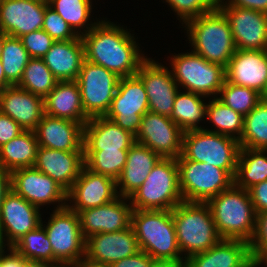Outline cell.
Segmentation results:
<instances>
[{
	"instance_id": "obj_1",
	"label": "cell",
	"mask_w": 267,
	"mask_h": 267,
	"mask_svg": "<svg viewBox=\"0 0 267 267\" xmlns=\"http://www.w3.org/2000/svg\"><path fill=\"white\" fill-rule=\"evenodd\" d=\"M88 25L81 36L85 60L103 66L120 78L135 75L147 58L139 53L134 36L111 21Z\"/></svg>"
},
{
	"instance_id": "obj_2",
	"label": "cell",
	"mask_w": 267,
	"mask_h": 267,
	"mask_svg": "<svg viewBox=\"0 0 267 267\" xmlns=\"http://www.w3.org/2000/svg\"><path fill=\"white\" fill-rule=\"evenodd\" d=\"M216 229L222 239L250 242L256 228V212L248 190L233 184L210 199Z\"/></svg>"
},
{
	"instance_id": "obj_3",
	"label": "cell",
	"mask_w": 267,
	"mask_h": 267,
	"mask_svg": "<svg viewBox=\"0 0 267 267\" xmlns=\"http://www.w3.org/2000/svg\"><path fill=\"white\" fill-rule=\"evenodd\" d=\"M193 52L210 63L228 66L236 52L231 27L224 13L216 7L212 11L185 23ZM189 31V32H188Z\"/></svg>"
},
{
	"instance_id": "obj_4",
	"label": "cell",
	"mask_w": 267,
	"mask_h": 267,
	"mask_svg": "<svg viewBox=\"0 0 267 267\" xmlns=\"http://www.w3.org/2000/svg\"><path fill=\"white\" fill-rule=\"evenodd\" d=\"M172 218L181 255L187 253L185 259L207 251L222 240L207 203L183 201L172 209Z\"/></svg>"
},
{
	"instance_id": "obj_5",
	"label": "cell",
	"mask_w": 267,
	"mask_h": 267,
	"mask_svg": "<svg viewBox=\"0 0 267 267\" xmlns=\"http://www.w3.org/2000/svg\"><path fill=\"white\" fill-rule=\"evenodd\" d=\"M131 226L139 249L153 259H184L177 244L172 210L133 209Z\"/></svg>"
},
{
	"instance_id": "obj_6",
	"label": "cell",
	"mask_w": 267,
	"mask_h": 267,
	"mask_svg": "<svg viewBox=\"0 0 267 267\" xmlns=\"http://www.w3.org/2000/svg\"><path fill=\"white\" fill-rule=\"evenodd\" d=\"M128 200L139 210H172L183 202L177 160L161 158Z\"/></svg>"
},
{
	"instance_id": "obj_7",
	"label": "cell",
	"mask_w": 267,
	"mask_h": 267,
	"mask_svg": "<svg viewBox=\"0 0 267 267\" xmlns=\"http://www.w3.org/2000/svg\"><path fill=\"white\" fill-rule=\"evenodd\" d=\"M240 148L238 139L203 128L183 134L182 155L186 159L214 165L228 171L233 177Z\"/></svg>"
},
{
	"instance_id": "obj_8",
	"label": "cell",
	"mask_w": 267,
	"mask_h": 267,
	"mask_svg": "<svg viewBox=\"0 0 267 267\" xmlns=\"http://www.w3.org/2000/svg\"><path fill=\"white\" fill-rule=\"evenodd\" d=\"M181 195L186 202L207 203L234 184V177L224 169L204 162L176 159Z\"/></svg>"
},
{
	"instance_id": "obj_9",
	"label": "cell",
	"mask_w": 267,
	"mask_h": 267,
	"mask_svg": "<svg viewBox=\"0 0 267 267\" xmlns=\"http://www.w3.org/2000/svg\"><path fill=\"white\" fill-rule=\"evenodd\" d=\"M171 60V72L178 86L206 97L219 94L226 80L222 65L210 63L193 51L174 55Z\"/></svg>"
},
{
	"instance_id": "obj_10",
	"label": "cell",
	"mask_w": 267,
	"mask_h": 267,
	"mask_svg": "<svg viewBox=\"0 0 267 267\" xmlns=\"http://www.w3.org/2000/svg\"><path fill=\"white\" fill-rule=\"evenodd\" d=\"M53 251V265L73 264L85 257V243L77 212L65 206L55 209L44 225Z\"/></svg>"
},
{
	"instance_id": "obj_11",
	"label": "cell",
	"mask_w": 267,
	"mask_h": 267,
	"mask_svg": "<svg viewBox=\"0 0 267 267\" xmlns=\"http://www.w3.org/2000/svg\"><path fill=\"white\" fill-rule=\"evenodd\" d=\"M148 111L145 87L135 74L119 79L116 93L105 117L136 136L142 116Z\"/></svg>"
},
{
	"instance_id": "obj_12",
	"label": "cell",
	"mask_w": 267,
	"mask_h": 267,
	"mask_svg": "<svg viewBox=\"0 0 267 267\" xmlns=\"http://www.w3.org/2000/svg\"><path fill=\"white\" fill-rule=\"evenodd\" d=\"M120 77L103 66L83 61L77 83L82 105L89 117L105 116L117 90Z\"/></svg>"
},
{
	"instance_id": "obj_13",
	"label": "cell",
	"mask_w": 267,
	"mask_h": 267,
	"mask_svg": "<svg viewBox=\"0 0 267 267\" xmlns=\"http://www.w3.org/2000/svg\"><path fill=\"white\" fill-rule=\"evenodd\" d=\"M183 134L170 117L148 111L142 116L135 142L149 147L161 158L177 159L182 154Z\"/></svg>"
},
{
	"instance_id": "obj_14",
	"label": "cell",
	"mask_w": 267,
	"mask_h": 267,
	"mask_svg": "<svg viewBox=\"0 0 267 267\" xmlns=\"http://www.w3.org/2000/svg\"><path fill=\"white\" fill-rule=\"evenodd\" d=\"M40 210L12 188L5 194L0 213V245L12 247L18 239L35 230L42 221ZM5 235V236H4Z\"/></svg>"
},
{
	"instance_id": "obj_15",
	"label": "cell",
	"mask_w": 267,
	"mask_h": 267,
	"mask_svg": "<svg viewBox=\"0 0 267 267\" xmlns=\"http://www.w3.org/2000/svg\"><path fill=\"white\" fill-rule=\"evenodd\" d=\"M11 188L38 208L52 202H59L56 209L67 206L65 203L68 201L67 192L52 178L35 167L13 170L11 172Z\"/></svg>"
},
{
	"instance_id": "obj_16",
	"label": "cell",
	"mask_w": 267,
	"mask_h": 267,
	"mask_svg": "<svg viewBox=\"0 0 267 267\" xmlns=\"http://www.w3.org/2000/svg\"><path fill=\"white\" fill-rule=\"evenodd\" d=\"M136 75L145 87L149 111L170 117L179 87L171 70L147 58L140 65Z\"/></svg>"
},
{
	"instance_id": "obj_17",
	"label": "cell",
	"mask_w": 267,
	"mask_h": 267,
	"mask_svg": "<svg viewBox=\"0 0 267 267\" xmlns=\"http://www.w3.org/2000/svg\"><path fill=\"white\" fill-rule=\"evenodd\" d=\"M227 17L236 49L267 50V14L234 6H217Z\"/></svg>"
},
{
	"instance_id": "obj_18",
	"label": "cell",
	"mask_w": 267,
	"mask_h": 267,
	"mask_svg": "<svg viewBox=\"0 0 267 267\" xmlns=\"http://www.w3.org/2000/svg\"><path fill=\"white\" fill-rule=\"evenodd\" d=\"M118 193L115 179L94 173L84 166L67 192V200L74 204L67 206L79 213L81 210L102 206L115 200L119 196Z\"/></svg>"
},
{
	"instance_id": "obj_19",
	"label": "cell",
	"mask_w": 267,
	"mask_h": 267,
	"mask_svg": "<svg viewBox=\"0 0 267 267\" xmlns=\"http://www.w3.org/2000/svg\"><path fill=\"white\" fill-rule=\"evenodd\" d=\"M140 251L132 226L110 233H97L86 238L85 258L105 266L135 255Z\"/></svg>"
},
{
	"instance_id": "obj_20",
	"label": "cell",
	"mask_w": 267,
	"mask_h": 267,
	"mask_svg": "<svg viewBox=\"0 0 267 267\" xmlns=\"http://www.w3.org/2000/svg\"><path fill=\"white\" fill-rule=\"evenodd\" d=\"M48 0H4L0 4V30L18 37L42 29Z\"/></svg>"
},
{
	"instance_id": "obj_21",
	"label": "cell",
	"mask_w": 267,
	"mask_h": 267,
	"mask_svg": "<svg viewBox=\"0 0 267 267\" xmlns=\"http://www.w3.org/2000/svg\"><path fill=\"white\" fill-rule=\"evenodd\" d=\"M226 81L267 97V50H239L225 68Z\"/></svg>"
},
{
	"instance_id": "obj_22",
	"label": "cell",
	"mask_w": 267,
	"mask_h": 267,
	"mask_svg": "<svg viewBox=\"0 0 267 267\" xmlns=\"http://www.w3.org/2000/svg\"><path fill=\"white\" fill-rule=\"evenodd\" d=\"M127 199L119 195L102 206L81 210L78 215L84 238L97 233L119 232L131 226L133 207L125 202Z\"/></svg>"
},
{
	"instance_id": "obj_23",
	"label": "cell",
	"mask_w": 267,
	"mask_h": 267,
	"mask_svg": "<svg viewBox=\"0 0 267 267\" xmlns=\"http://www.w3.org/2000/svg\"><path fill=\"white\" fill-rule=\"evenodd\" d=\"M84 166V151H62L40 146L34 165L37 170L52 178L66 192L71 189Z\"/></svg>"
},
{
	"instance_id": "obj_24",
	"label": "cell",
	"mask_w": 267,
	"mask_h": 267,
	"mask_svg": "<svg viewBox=\"0 0 267 267\" xmlns=\"http://www.w3.org/2000/svg\"><path fill=\"white\" fill-rule=\"evenodd\" d=\"M83 128L79 122L45 114L33 131L40 147L62 151H84Z\"/></svg>"
},
{
	"instance_id": "obj_25",
	"label": "cell",
	"mask_w": 267,
	"mask_h": 267,
	"mask_svg": "<svg viewBox=\"0 0 267 267\" xmlns=\"http://www.w3.org/2000/svg\"><path fill=\"white\" fill-rule=\"evenodd\" d=\"M0 111L23 130H34L45 115L44 98L17 85L0 91Z\"/></svg>"
},
{
	"instance_id": "obj_26",
	"label": "cell",
	"mask_w": 267,
	"mask_h": 267,
	"mask_svg": "<svg viewBox=\"0 0 267 267\" xmlns=\"http://www.w3.org/2000/svg\"><path fill=\"white\" fill-rule=\"evenodd\" d=\"M186 267H253L249 243L222 239L207 251L186 258Z\"/></svg>"
},
{
	"instance_id": "obj_27",
	"label": "cell",
	"mask_w": 267,
	"mask_h": 267,
	"mask_svg": "<svg viewBox=\"0 0 267 267\" xmlns=\"http://www.w3.org/2000/svg\"><path fill=\"white\" fill-rule=\"evenodd\" d=\"M135 136L105 116L92 117L83 128L84 150H129Z\"/></svg>"
},
{
	"instance_id": "obj_28",
	"label": "cell",
	"mask_w": 267,
	"mask_h": 267,
	"mask_svg": "<svg viewBox=\"0 0 267 267\" xmlns=\"http://www.w3.org/2000/svg\"><path fill=\"white\" fill-rule=\"evenodd\" d=\"M43 60L58 81L77 80L85 60L81 36L68 41H55Z\"/></svg>"
},
{
	"instance_id": "obj_29",
	"label": "cell",
	"mask_w": 267,
	"mask_h": 267,
	"mask_svg": "<svg viewBox=\"0 0 267 267\" xmlns=\"http://www.w3.org/2000/svg\"><path fill=\"white\" fill-rule=\"evenodd\" d=\"M45 114L55 118L69 119L83 126L90 120L85 114L80 88L76 80L58 81L44 98Z\"/></svg>"
},
{
	"instance_id": "obj_30",
	"label": "cell",
	"mask_w": 267,
	"mask_h": 267,
	"mask_svg": "<svg viewBox=\"0 0 267 267\" xmlns=\"http://www.w3.org/2000/svg\"><path fill=\"white\" fill-rule=\"evenodd\" d=\"M160 159L161 157L152 149L135 142L128 150L126 164L116 180L117 189H120L118 195L128 198L143 184Z\"/></svg>"
},
{
	"instance_id": "obj_31",
	"label": "cell",
	"mask_w": 267,
	"mask_h": 267,
	"mask_svg": "<svg viewBox=\"0 0 267 267\" xmlns=\"http://www.w3.org/2000/svg\"><path fill=\"white\" fill-rule=\"evenodd\" d=\"M39 148L33 130H24L0 147V167L10 173L19 168L34 167Z\"/></svg>"
},
{
	"instance_id": "obj_32",
	"label": "cell",
	"mask_w": 267,
	"mask_h": 267,
	"mask_svg": "<svg viewBox=\"0 0 267 267\" xmlns=\"http://www.w3.org/2000/svg\"><path fill=\"white\" fill-rule=\"evenodd\" d=\"M267 150L240 148L234 184L248 190L267 180Z\"/></svg>"
},
{
	"instance_id": "obj_33",
	"label": "cell",
	"mask_w": 267,
	"mask_h": 267,
	"mask_svg": "<svg viewBox=\"0 0 267 267\" xmlns=\"http://www.w3.org/2000/svg\"><path fill=\"white\" fill-rule=\"evenodd\" d=\"M206 97L190 91L177 92L170 119L177 124L184 132L189 130L202 129L198 123L206 117L207 103L201 98Z\"/></svg>"
},
{
	"instance_id": "obj_34",
	"label": "cell",
	"mask_w": 267,
	"mask_h": 267,
	"mask_svg": "<svg viewBox=\"0 0 267 267\" xmlns=\"http://www.w3.org/2000/svg\"><path fill=\"white\" fill-rule=\"evenodd\" d=\"M239 144L241 148L267 150V97L244 116V128Z\"/></svg>"
},
{
	"instance_id": "obj_35",
	"label": "cell",
	"mask_w": 267,
	"mask_h": 267,
	"mask_svg": "<svg viewBox=\"0 0 267 267\" xmlns=\"http://www.w3.org/2000/svg\"><path fill=\"white\" fill-rule=\"evenodd\" d=\"M42 223L41 221L35 230L29 231L18 239L12 248L27 260L53 265L51 243Z\"/></svg>"
},
{
	"instance_id": "obj_36",
	"label": "cell",
	"mask_w": 267,
	"mask_h": 267,
	"mask_svg": "<svg viewBox=\"0 0 267 267\" xmlns=\"http://www.w3.org/2000/svg\"><path fill=\"white\" fill-rule=\"evenodd\" d=\"M208 103L206 117L214 124L215 128L217 127V130H212V132L228 135L239 140L243 133L244 116L232 110L216 97Z\"/></svg>"
},
{
	"instance_id": "obj_37",
	"label": "cell",
	"mask_w": 267,
	"mask_h": 267,
	"mask_svg": "<svg viewBox=\"0 0 267 267\" xmlns=\"http://www.w3.org/2000/svg\"><path fill=\"white\" fill-rule=\"evenodd\" d=\"M57 83L58 80L46 66L43 58H30L17 86L45 98Z\"/></svg>"
},
{
	"instance_id": "obj_38",
	"label": "cell",
	"mask_w": 267,
	"mask_h": 267,
	"mask_svg": "<svg viewBox=\"0 0 267 267\" xmlns=\"http://www.w3.org/2000/svg\"><path fill=\"white\" fill-rule=\"evenodd\" d=\"M128 150H84L85 167L117 180L126 164Z\"/></svg>"
},
{
	"instance_id": "obj_39",
	"label": "cell",
	"mask_w": 267,
	"mask_h": 267,
	"mask_svg": "<svg viewBox=\"0 0 267 267\" xmlns=\"http://www.w3.org/2000/svg\"><path fill=\"white\" fill-rule=\"evenodd\" d=\"M30 58L20 38L12 36L5 38L0 60L6 79L12 86L18 85L21 81Z\"/></svg>"
},
{
	"instance_id": "obj_40",
	"label": "cell",
	"mask_w": 267,
	"mask_h": 267,
	"mask_svg": "<svg viewBox=\"0 0 267 267\" xmlns=\"http://www.w3.org/2000/svg\"><path fill=\"white\" fill-rule=\"evenodd\" d=\"M219 94L221 96L217 98L221 102L243 116L250 113L256 105L264 99V96L258 91L229 83L226 80Z\"/></svg>"
},
{
	"instance_id": "obj_41",
	"label": "cell",
	"mask_w": 267,
	"mask_h": 267,
	"mask_svg": "<svg viewBox=\"0 0 267 267\" xmlns=\"http://www.w3.org/2000/svg\"><path fill=\"white\" fill-rule=\"evenodd\" d=\"M48 4L69 24L77 35L82 36L79 28L85 27L87 21L90 20L91 0H48Z\"/></svg>"
},
{
	"instance_id": "obj_42",
	"label": "cell",
	"mask_w": 267,
	"mask_h": 267,
	"mask_svg": "<svg viewBox=\"0 0 267 267\" xmlns=\"http://www.w3.org/2000/svg\"><path fill=\"white\" fill-rule=\"evenodd\" d=\"M42 29L57 42L73 40L79 37L49 4L45 7Z\"/></svg>"
},
{
	"instance_id": "obj_43",
	"label": "cell",
	"mask_w": 267,
	"mask_h": 267,
	"mask_svg": "<svg viewBox=\"0 0 267 267\" xmlns=\"http://www.w3.org/2000/svg\"><path fill=\"white\" fill-rule=\"evenodd\" d=\"M183 24L217 7L218 0H166Z\"/></svg>"
},
{
	"instance_id": "obj_44",
	"label": "cell",
	"mask_w": 267,
	"mask_h": 267,
	"mask_svg": "<svg viewBox=\"0 0 267 267\" xmlns=\"http://www.w3.org/2000/svg\"><path fill=\"white\" fill-rule=\"evenodd\" d=\"M31 58H43L55 42L43 29L20 37Z\"/></svg>"
},
{
	"instance_id": "obj_45",
	"label": "cell",
	"mask_w": 267,
	"mask_h": 267,
	"mask_svg": "<svg viewBox=\"0 0 267 267\" xmlns=\"http://www.w3.org/2000/svg\"><path fill=\"white\" fill-rule=\"evenodd\" d=\"M250 255L254 261L267 248V211L256 216V228L249 242Z\"/></svg>"
},
{
	"instance_id": "obj_46",
	"label": "cell",
	"mask_w": 267,
	"mask_h": 267,
	"mask_svg": "<svg viewBox=\"0 0 267 267\" xmlns=\"http://www.w3.org/2000/svg\"><path fill=\"white\" fill-rule=\"evenodd\" d=\"M23 131L17 122L0 111V147L17 137Z\"/></svg>"
},
{
	"instance_id": "obj_47",
	"label": "cell",
	"mask_w": 267,
	"mask_h": 267,
	"mask_svg": "<svg viewBox=\"0 0 267 267\" xmlns=\"http://www.w3.org/2000/svg\"><path fill=\"white\" fill-rule=\"evenodd\" d=\"M256 214L267 211V180L248 189Z\"/></svg>"
},
{
	"instance_id": "obj_48",
	"label": "cell",
	"mask_w": 267,
	"mask_h": 267,
	"mask_svg": "<svg viewBox=\"0 0 267 267\" xmlns=\"http://www.w3.org/2000/svg\"><path fill=\"white\" fill-rule=\"evenodd\" d=\"M153 258L144 251H138L135 255L121 259L108 267H150Z\"/></svg>"
},
{
	"instance_id": "obj_49",
	"label": "cell",
	"mask_w": 267,
	"mask_h": 267,
	"mask_svg": "<svg viewBox=\"0 0 267 267\" xmlns=\"http://www.w3.org/2000/svg\"><path fill=\"white\" fill-rule=\"evenodd\" d=\"M223 0H218L217 6H234L245 9H252L267 14V0H228L224 4Z\"/></svg>"
},
{
	"instance_id": "obj_50",
	"label": "cell",
	"mask_w": 267,
	"mask_h": 267,
	"mask_svg": "<svg viewBox=\"0 0 267 267\" xmlns=\"http://www.w3.org/2000/svg\"><path fill=\"white\" fill-rule=\"evenodd\" d=\"M10 250L9 254L4 255L3 249V267H23L24 263L27 261L20 253L15 251L12 247L8 248Z\"/></svg>"
},
{
	"instance_id": "obj_51",
	"label": "cell",
	"mask_w": 267,
	"mask_h": 267,
	"mask_svg": "<svg viewBox=\"0 0 267 267\" xmlns=\"http://www.w3.org/2000/svg\"><path fill=\"white\" fill-rule=\"evenodd\" d=\"M11 189V173L0 167V213L5 194Z\"/></svg>"
},
{
	"instance_id": "obj_52",
	"label": "cell",
	"mask_w": 267,
	"mask_h": 267,
	"mask_svg": "<svg viewBox=\"0 0 267 267\" xmlns=\"http://www.w3.org/2000/svg\"><path fill=\"white\" fill-rule=\"evenodd\" d=\"M150 267H186V259H153Z\"/></svg>"
},
{
	"instance_id": "obj_53",
	"label": "cell",
	"mask_w": 267,
	"mask_h": 267,
	"mask_svg": "<svg viewBox=\"0 0 267 267\" xmlns=\"http://www.w3.org/2000/svg\"><path fill=\"white\" fill-rule=\"evenodd\" d=\"M74 267H108V266L91 262L84 257L83 259H80L79 261L75 262Z\"/></svg>"
},
{
	"instance_id": "obj_54",
	"label": "cell",
	"mask_w": 267,
	"mask_h": 267,
	"mask_svg": "<svg viewBox=\"0 0 267 267\" xmlns=\"http://www.w3.org/2000/svg\"><path fill=\"white\" fill-rule=\"evenodd\" d=\"M12 85L7 81L4 70H3V65L0 60V91L5 90L8 87H11Z\"/></svg>"
},
{
	"instance_id": "obj_55",
	"label": "cell",
	"mask_w": 267,
	"mask_h": 267,
	"mask_svg": "<svg viewBox=\"0 0 267 267\" xmlns=\"http://www.w3.org/2000/svg\"><path fill=\"white\" fill-rule=\"evenodd\" d=\"M262 263L267 265V248L253 261V267H258Z\"/></svg>"
},
{
	"instance_id": "obj_56",
	"label": "cell",
	"mask_w": 267,
	"mask_h": 267,
	"mask_svg": "<svg viewBox=\"0 0 267 267\" xmlns=\"http://www.w3.org/2000/svg\"><path fill=\"white\" fill-rule=\"evenodd\" d=\"M23 267H49V265L42 263V262L27 260L24 263Z\"/></svg>"
},
{
	"instance_id": "obj_57",
	"label": "cell",
	"mask_w": 267,
	"mask_h": 267,
	"mask_svg": "<svg viewBox=\"0 0 267 267\" xmlns=\"http://www.w3.org/2000/svg\"><path fill=\"white\" fill-rule=\"evenodd\" d=\"M7 36H8L7 34H5L2 30H0V58H1V55H2V50H3V45H4V42H5V38Z\"/></svg>"
},
{
	"instance_id": "obj_58",
	"label": "cell",
	"mask_w": 267,
	"mask_h": 267,
	"mask_svg": "<svg viewBox=\"0 0 267 267\" xmlns=\"http://www.w3.org/2000/svg\"><path fill=\"white\" fill-rule=\"evenodd\" d=\"M49 267H74L73 264H57V265H49Z\"/></svg>"
},
{
	"instance_id": "obj_59",
	"label": "cell",
	"mask_w": 267,
	"mask_h": 267,
	"mask_svg": "<svg viewBox=\"0 0 267 267\" xmlns=\"http://www.w3.org/2000/svg\"><path fill=\"white\" fill-rule=\"evenodd\" d=\"M3 247L2 245H0V267H3Z\"/></svg>"
}]
</instances>
